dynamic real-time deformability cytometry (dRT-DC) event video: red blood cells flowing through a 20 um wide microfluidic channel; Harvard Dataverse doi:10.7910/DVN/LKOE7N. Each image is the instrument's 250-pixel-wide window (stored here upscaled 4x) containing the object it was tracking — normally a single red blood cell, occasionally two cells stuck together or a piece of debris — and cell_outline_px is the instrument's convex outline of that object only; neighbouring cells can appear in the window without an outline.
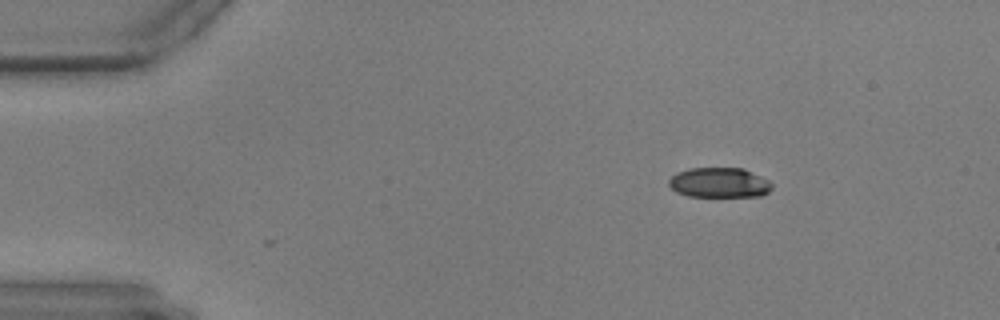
{"species": "common noctule bat (a hibernating species)", "species_latin": "Nyctalus noctula", "temperature_condition": "warm", "stored_images_in_passage": 50, "camera_frame_rate_fps": 3000, "um_per_image_px": 0.085, "animal": {"sex": "male", "body_mass_g": 17.9, "forearm_length_mm": 54.2}, "frame": {"image": 1, "passage_image": 1, "time_ms": 0.0, "image_size_px": [1000, 320], "cell_outline_px": [[772, 188], [768, 192], [760, 196], [688, 196], [676, 192], [668, 184], [668, 180], [676, 172], [688, 168], [744, 168], [768, 180], [772, 184]], "centroid_in_image_um": [61.12, 15.52], "position_along_channel_um": 23.9, "area_um2": 18.03}}
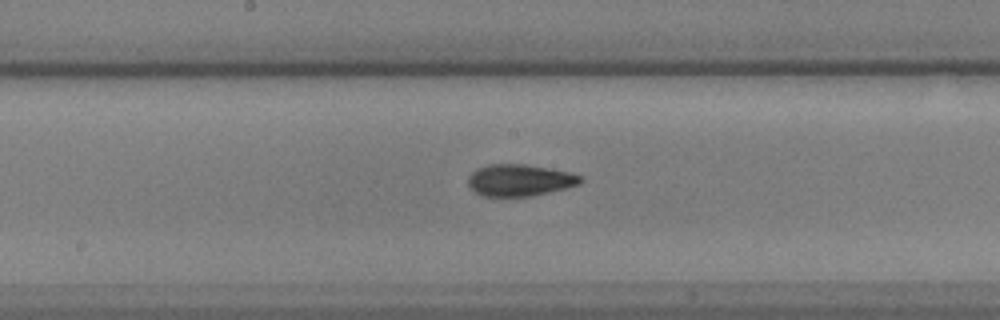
{"frame": {"image": 2, "passage_image": 23, "time_ms": 7.333, "image_size_px": [1000, 320], "cell_outline_px": [[584, 180], [580, 184], [548, 192], [528, 196], [480, 196], [468, 188], [468, 176], [476, 168], [488, 164], [524, 164], [552, 168], [568, 172], [580, 176]], "centroid_in_image_um": [44.12, 15.31], "position_along_channel_um": 204.1, "area_um2": 20.92}}
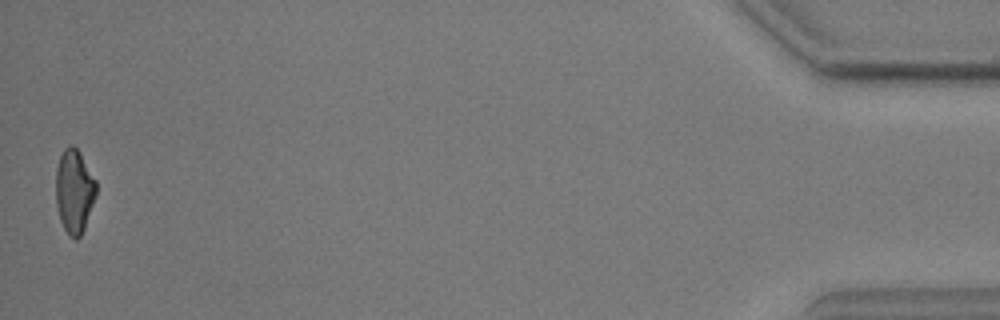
{"frame": {"image": 3, "passage_image": 50, "time_ms": 16.333, "image_size_px": [1000, 320], "cell_outline_px": [[96, 196], [84, 228], [80, 236], [76, 240], [68, 236], [60, 220], [56, 204], [56, 168], [60, 156], [64, 148], [68, 144], [72, 144], [80, 152], [96, 180]], "centroid_in_image_um": [6.31, 16.24], "position_along_channel_um": 428.9, "area_um2": 19.83}}